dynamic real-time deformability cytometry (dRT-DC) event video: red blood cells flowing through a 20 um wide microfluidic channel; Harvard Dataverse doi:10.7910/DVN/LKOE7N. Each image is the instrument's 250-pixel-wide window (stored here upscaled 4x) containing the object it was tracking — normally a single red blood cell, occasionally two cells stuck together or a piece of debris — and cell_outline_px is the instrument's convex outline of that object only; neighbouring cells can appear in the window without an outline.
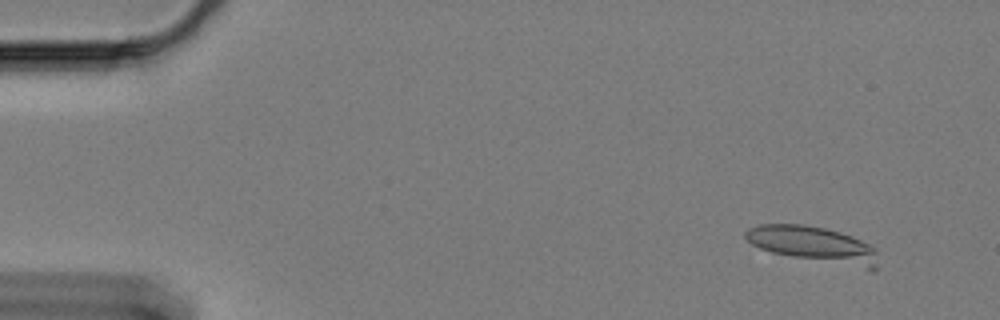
{"species": "Egyptian fruit bat (a non-hibernating species)", "species_latin": "Rousettus aegyptiacus", "temperature_condition": "cold", "stored_images_in_passage": 11, "camera_frame_rate_fps": 3000, "um_per_image_px": 0.085, "animal": {"sex": "female"}, "frame": {"image": 1, "passage_image": 1, "time_ms": 0.0, "image_size_px": [1000, 320], "cell_outline_px": [[876, 268], [872, 272], [772, 252], [760, 248], [752, 244], [744, 236], [744, 232], [748, 228], [760, 224], [800, 224], [824, 228], [840, 232], [860, 240], [876, 248]], "centroid_in_image_um": [69.18, 20.81], "position_along_channel_um": 15.8, "area_um2": 27.8}}